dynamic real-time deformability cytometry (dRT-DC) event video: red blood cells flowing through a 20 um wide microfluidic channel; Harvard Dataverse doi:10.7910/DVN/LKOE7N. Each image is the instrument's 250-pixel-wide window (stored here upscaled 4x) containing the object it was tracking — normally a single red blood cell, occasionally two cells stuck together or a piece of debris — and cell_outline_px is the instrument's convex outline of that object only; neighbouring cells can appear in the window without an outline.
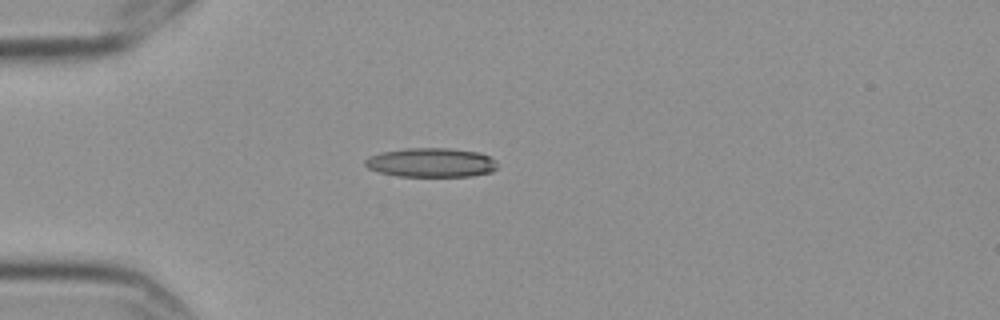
{"species": "Egyptian fruit bat (a non-hibernating species)", "species_latin": "Rousettus aegyptiacus", "temperature_condition": "cold", "stored_images_in_passage": 13, "camera_frame_rate_fps": 3000, "um_per_image_px": 0.085, "frame": {"image": 1, "passage_image": 2, "time_ms": 0.333, "image_size_px": [1000, 320], "cell_outline_px": [[496, 168], [492, 172], [472, 176], [396, 176], [380, 172], [368, 168], [364, 164], [364, 160], [368, 156], [384, 152], [408, 148], [448, 148], [480, 152], [496, 160]], "centroid_in_image_um": [36.66, 13.82], "position_along_channel_um": 48.3, "area_um2": 22.48}}
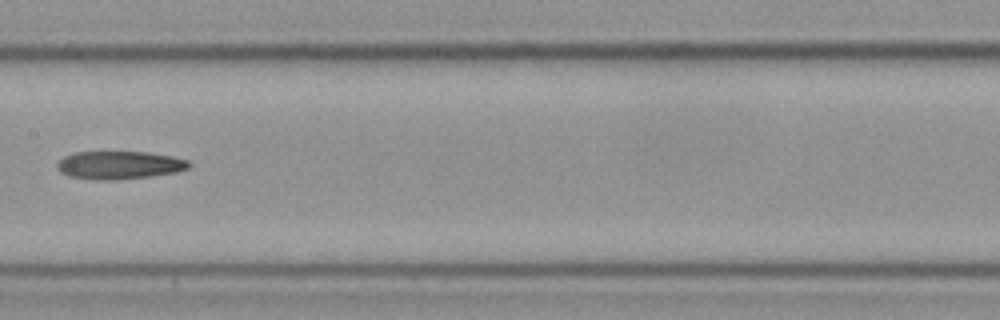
{"frame": {"image": 2, "passage_image": 6, "time_ms": 1.667, "image_size_px": [1000, 320], "cell_outline_px": [[192, 164], [188, 168], [176, 172], [148, 176], [116, 180], [96, 180], [68, 176], [60, 172], [56, 168], [56, 164], [64, 156], [76, 152], [148, 152], [172, 156], [188, 160]], "centroid_in_image_um": [10.12, 14.03], "position_along_channel_um": 197.3, "area_um2": 21.56}}
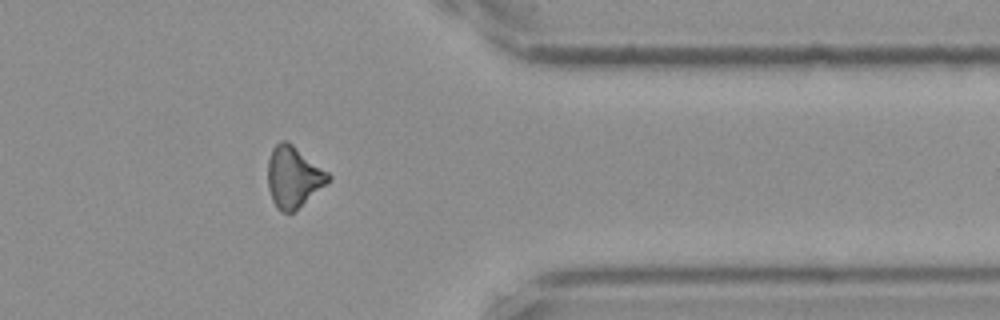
{"frame": {"image": 3, "passage_image": 11, "time_ms": 3.333, "image_size_px": [1000, 320], "cell_outline_px": [[332, 176], [324, 184], [292, 212], [284, 212], [276, 208], [272, 200], [268, 188], [268, 160], [272, 148], [280, 140], [284, 140], [292, 144], [328, 172]], "centroid_in_image_um": [24.89, 15.01], "position_along_channel_um": 386.5, "area_um2": 20.92}}